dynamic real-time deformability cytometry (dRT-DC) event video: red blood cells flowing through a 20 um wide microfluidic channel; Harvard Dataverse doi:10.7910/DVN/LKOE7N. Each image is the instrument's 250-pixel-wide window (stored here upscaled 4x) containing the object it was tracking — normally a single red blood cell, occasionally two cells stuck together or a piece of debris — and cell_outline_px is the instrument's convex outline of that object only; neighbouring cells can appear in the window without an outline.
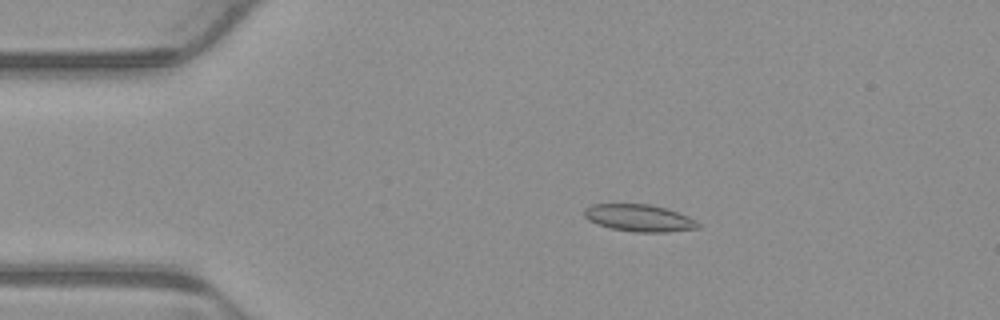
{"species": "common noctule bat (a hibernating species)", "species_latin": "Nyctalus noctula", "temperature_condition": "warm", "stored_images_in_passage": 6, "camera_frame_rate_fps": 3000, "um_per_image_px": 0.085, "animal": {"sex": "male", "body_mass_g": 23.1, "forearm_length_mm": 52.7}, "frame": {"image": 1, "passage_image": 3, "time_ms": 0.667, "image_size_px": [1000, 320], "cell_outline_px": [[700, 228], [668, 232], [636, 232], [612, 228], [596, 224], [588, 220], [584, 216], [584, 208], [592, 204], [652, 204], [688, 216], [696, 220], [700, 224]], "centroid_in_image_um": [54.32, 18.53], "position_along_channel_um": 30.7, "area_um2": 17.98}}
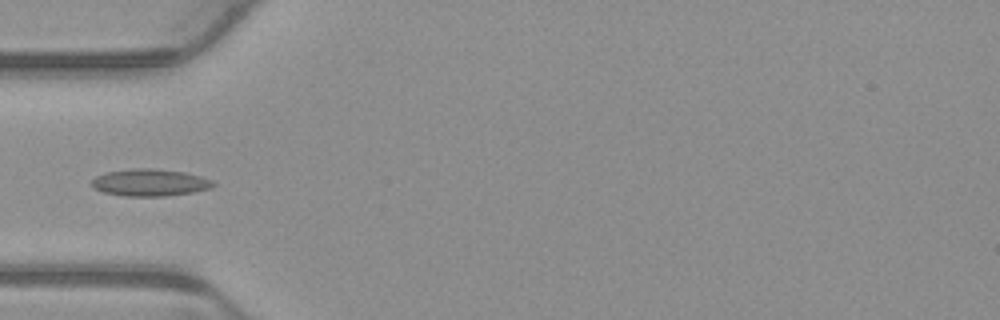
{"frame": {"image": 2, "passage_image": 5, "time_ms": 1.333, "image_size_px": [1000, 320], "cell_outline_px": [[216, 184], [212, 188], [192, 192], [164, 196], [124, 196], [104, 192], [92, 188], [92, 180], [96, 176], [104, 172], [132, 168], [152, 168], [184, 172], [200, 176], [212, 180]], "centroid_in_image_um": [12.73, 15.51], "position_along_channel_um": 72.3, "area_um2": 19.25}}
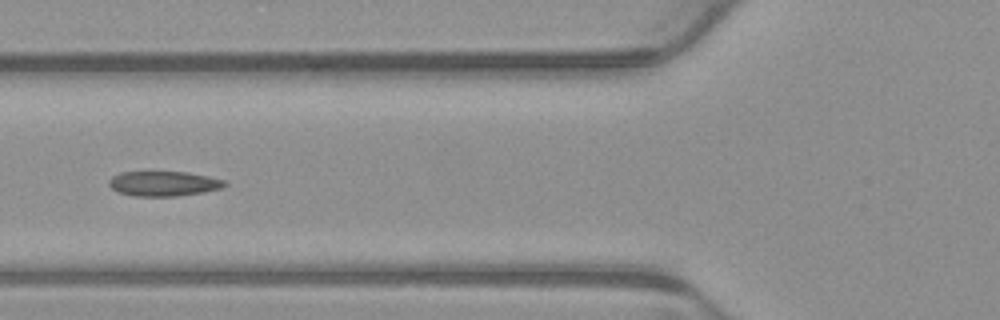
{"frame": {"image": 3, "passage_image": 6, "time_ms": 1.667, "image_size_px": [1000, 320], "cell_outline_px": [[228, 184], [224, 188], [204, 192], [176, 196], [132, 196], [120, 192], [112, 188], [108, 184], [108, 180], [112, 176], [120, 172], [188, 172], [228, 180]], "centroid_in_image_um": [13.96, 15.6], "position_along_channel_um": 111.8, "area_um2": 16.99}}